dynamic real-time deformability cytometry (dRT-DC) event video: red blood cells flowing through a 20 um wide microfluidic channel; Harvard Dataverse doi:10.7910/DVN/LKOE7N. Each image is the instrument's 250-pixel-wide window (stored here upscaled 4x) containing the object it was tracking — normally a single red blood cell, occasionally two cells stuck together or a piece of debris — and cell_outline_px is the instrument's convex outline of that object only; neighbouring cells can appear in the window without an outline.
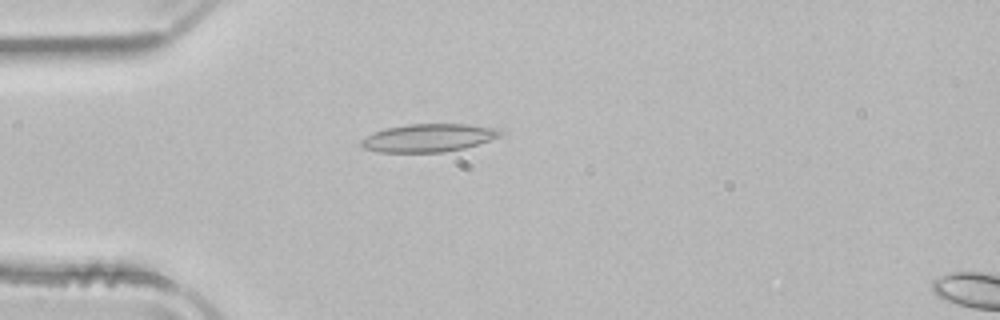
{"species": "common noctule bat (a hibernating species)", "species_latin": "Nyctalus noctula", "temperature_condition": "room temperature", "stored_images_in_passage": 48, "camera_frame_rate_fps": 3000, "um_per_image_px": 0.085, "animal": {"sex": "male", "body_mass_g": 21.5, "forearm_length_mm": 52.0}, "frame": {"image": 1, "passage_image": 11, "time_ms": 3.333, "image_size_px": [1000, 320], "cell_outline_px": [[508, 132], [500, 136], [464, 148], [444, 152], [380, 152], [364, 148], [360, 144], [360, 140], [372, 132], [384, 128], [408, 124], [468, 124], [496, 128]], "centroid_in_image_um": [36.41, 11.71], "position_along_channel_um": 48.6, "area_um2": 22.77}}
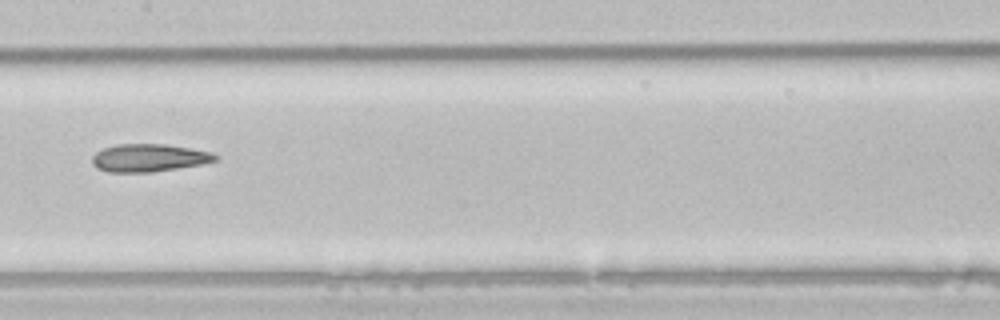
{"frame": {"image": 2, "passage_image": 23, "time_ms": 7.333, "image_size_px": [1000, 320], "cell_outline_px": [[220, 160], [204, 164], [152, 172], [108, 172], [96, 168], [92, 164], [92, 156], [96, 152], [104, 148], [116, 144], [164, 144], [212, 152], [220, 156]], "centroid_in_image_um": [12.69, 13.42], "position_along_channel_um": 194.7, "area_um2": 20.11}}
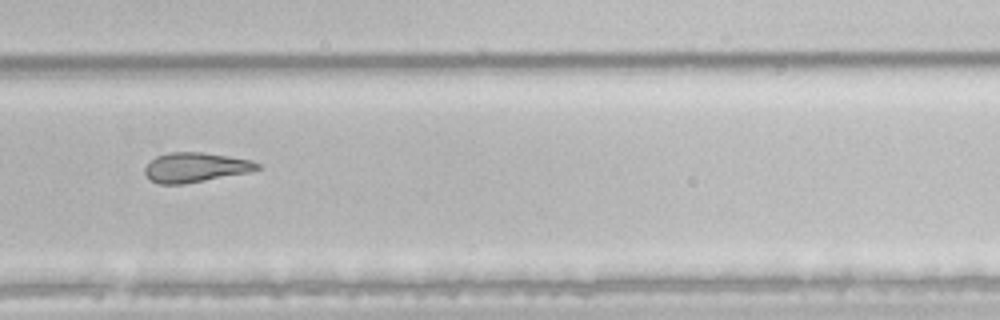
{"frame": {"image": 3, "passage_image": 32, "time_ms": 10.333, "image_size_px": [1000, 320], "cell_outline_px": [[260, 168], [248, 172], [184, 184], [160, 184], [152, 180], [144, 172], [144, 168], [156, 156], [168, 152], [200, 152], [228, 156], [252, 160], [260, 164]], "centroid_in_image_um": [16.61, 14.22], "position_along_channel_um": 313.2, "area_um2": 19.19}, "authors_computed_cell_mechanics": {"area_um2": 21.5016, "velocity_mm_per_s": 3.9788, "shape_relaxation_time_tau1_ms": null, "shape_relaxation_time_tau2_ms": 4.8382, "deformation_change_tau1": null, "deformation_change_tau2": 0.145}}